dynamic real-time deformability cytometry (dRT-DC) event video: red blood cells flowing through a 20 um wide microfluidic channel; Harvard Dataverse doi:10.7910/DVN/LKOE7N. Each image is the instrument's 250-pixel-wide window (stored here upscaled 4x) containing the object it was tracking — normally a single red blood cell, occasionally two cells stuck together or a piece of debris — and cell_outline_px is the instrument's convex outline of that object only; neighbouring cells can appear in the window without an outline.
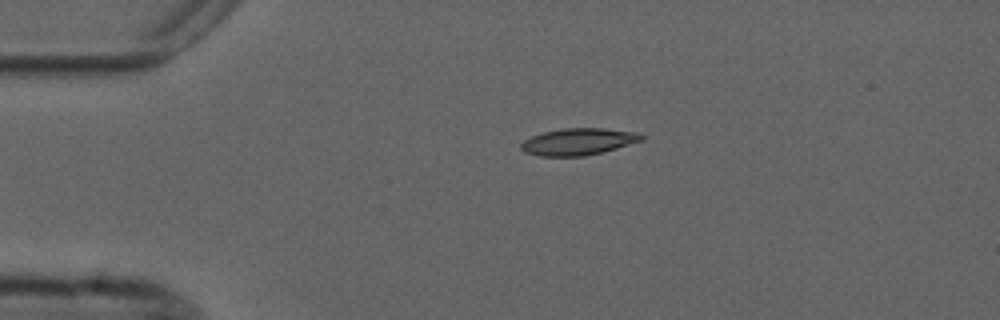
{"species": "common noctule bat (a hibernating species)", "species_latin": "Nyctalus noctula", "temperature_condition": "cold", "stored_images_in_passage": 2, "camera_frame_rate_fps": 3000, "um_per_image_px": 0.085, "animal": {"sex": "male", "forearm_length_mm": 52.5}, "frame": {"image": 1, "passage_image": 1, "time_ms": 0.0, "image_size_px": [1000, 320], "cell_outline_px": [[644, 140], [604, 152], [584, 156], [540, 156], [524, 152], [520, 148], [520, 144], [524, 140], [532, 136], [544, 132], [564, 128], [604, 128], [640, 132], [644, 136]], "centroid_in_image_um": [49.2, 12.04], "position_along_channel_um": 35.8, "area_um2": 19.02}}
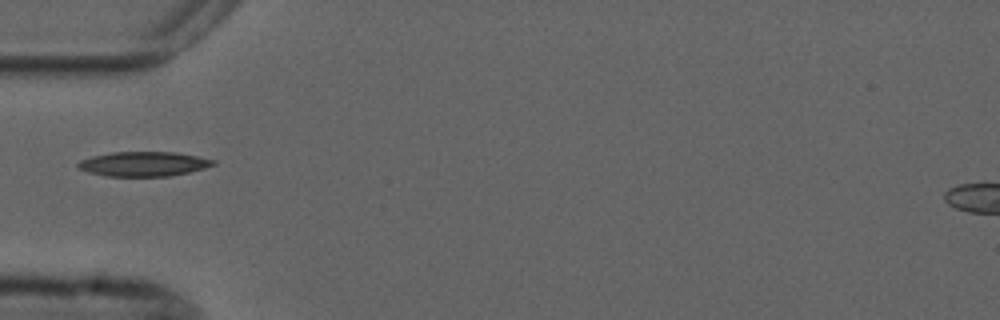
{"frame": {"image": 2, "passage_image": 2, "time_ms": 2.0, "image_size_px": [1000, 320], "cell_outline_px": [[216, 164], [204, 168], [188, 172], [168, 176], [104, 176], [88, 172], [76, 168], [76, 164], [80, 160], [92, 156], [112, 152], [176, 152], [216, 160]], "centroid_in_image_um": [12.16, 13.93], "position_along_channel_um": 72.8, "area_um2": 19.42}}